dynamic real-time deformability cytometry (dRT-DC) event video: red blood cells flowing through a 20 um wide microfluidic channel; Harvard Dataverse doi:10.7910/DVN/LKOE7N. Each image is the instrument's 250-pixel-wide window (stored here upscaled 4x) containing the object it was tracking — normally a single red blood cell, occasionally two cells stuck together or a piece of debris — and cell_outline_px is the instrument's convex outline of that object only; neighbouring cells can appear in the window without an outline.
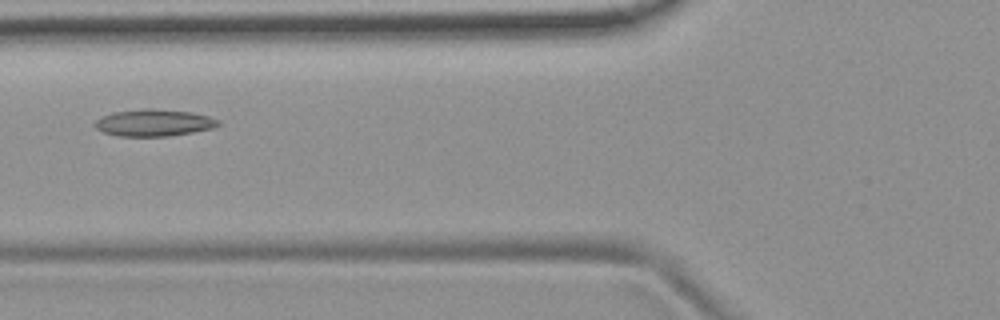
{"species": "common noctule bat (a hibernating species)", "species_latin": "Nyctalus noctula", "temperature_condition": "room temperature", "stored_images_in_passage": 5, "camera_frame_rate_fps": 3000, "um_per_image_px": 0.085, "animal": {"sex": "female", "body_mass_g": 19.9}, "frame": {"image": 1, "passage_image": 5, "time_ms": 4.667, "image_size_px": [1000, 320], "cell_outline_px": [[220, 124], [212, 128], [192, 132], [168, 136], [120, 136], [104, 132], [96, 128], [92, 124], [96, 120], [112, 112], [144, 108], [152, 108], [192, 112], [208, 116], [220, 120]], "centroid_in_image_um": [13.07, 10.42], "position_along_channel_um": 112.7, "area_um2": 19.31}}